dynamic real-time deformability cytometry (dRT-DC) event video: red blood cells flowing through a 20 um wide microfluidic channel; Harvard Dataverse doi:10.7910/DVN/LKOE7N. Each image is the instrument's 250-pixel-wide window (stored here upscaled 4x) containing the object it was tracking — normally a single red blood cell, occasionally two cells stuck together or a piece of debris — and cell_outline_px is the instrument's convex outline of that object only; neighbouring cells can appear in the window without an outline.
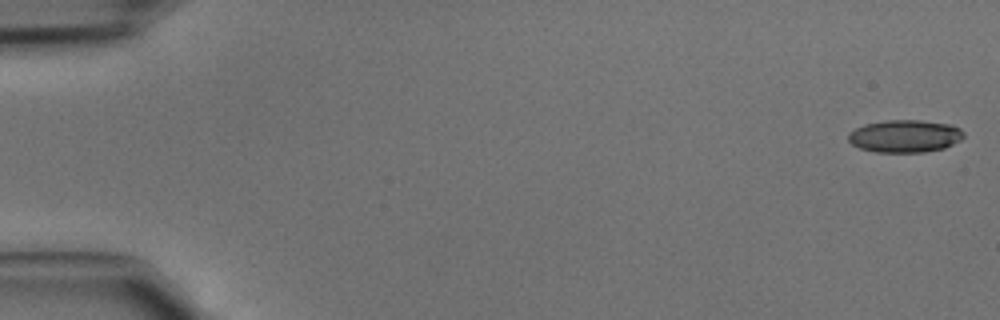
{"species": "common noctule bat (a hibernating species)", "species_latin": "Nyctalus noctula", "temperature_condition": "cold", "stored_images_in_passage": 45, "camera_frame_rate_fps": 3000, "um_per_image_px": 0.085, "animal": {"sex": "male", "body_mass_g": 15.6}, "frame": {"image": 1, "passage_image": 1, "time_ms": 0.0, "image_size_px": [1000, 320], "cell_outline_px": [[964, 136], [960, 140], [944, 148], [924, 152], [876, 152], [860, 148], [852, 144], [848, 140], [848, 132], [864, 124], [888, 120], [920, 120], [952, 124], [960, 128], [964, 132]], "centroid_in_image_um": [76.92, 11.56], "position_along_channel_um": 8.1, "area_um2": 21.96}}
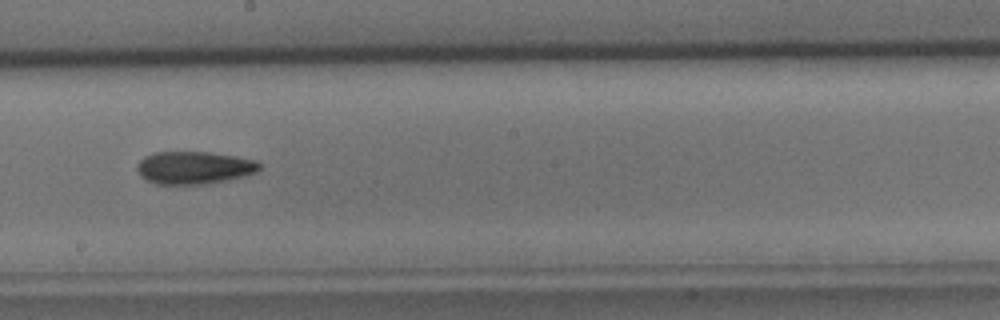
{"frame": {"image": 2, "passage_image": 26, "time_ms": 8.333, "image_size_px": [1000, 320], "cell_outline_px": [[264, 164], [256, 172], [224, 180], [204, 184], [156, 184], [140, 176], [136, 168], [136, 164], [144, 156], [152, 152], [208, 152], [236, 156], [256, 160]], "centroid_in_image_um": [16.47, 14.24], "position_along_channel_um": 231.7, "area_um2": 23.29}}
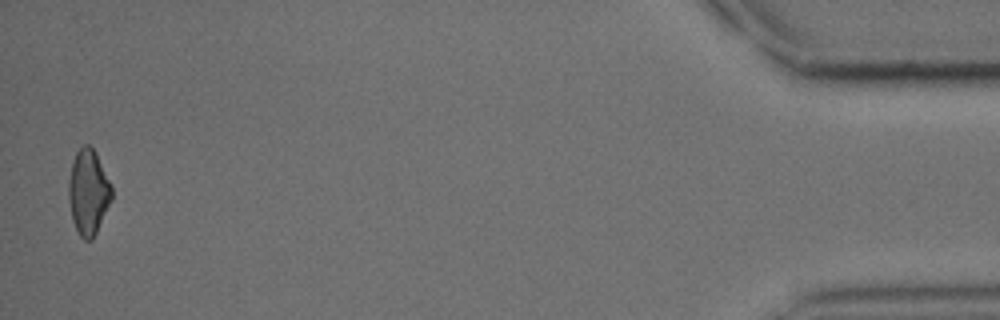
{"frame": {"image": 3, "passage_image": 45, "time_ms": 14.667, "image_size_px": [1000, 320], "cell_outline_px": [[112, 200], [92, 240], [84, 240], [80, 236], [72, 220], [68, 200], [68, 180], [72, 164], [76, 152], [84, 144], [88, 144], [96, 152], [112, 184]], "centroid_in_image_um": [7.51, 16.32], "position_along_channel_um": 427.7, "area_um2": 21.56}}